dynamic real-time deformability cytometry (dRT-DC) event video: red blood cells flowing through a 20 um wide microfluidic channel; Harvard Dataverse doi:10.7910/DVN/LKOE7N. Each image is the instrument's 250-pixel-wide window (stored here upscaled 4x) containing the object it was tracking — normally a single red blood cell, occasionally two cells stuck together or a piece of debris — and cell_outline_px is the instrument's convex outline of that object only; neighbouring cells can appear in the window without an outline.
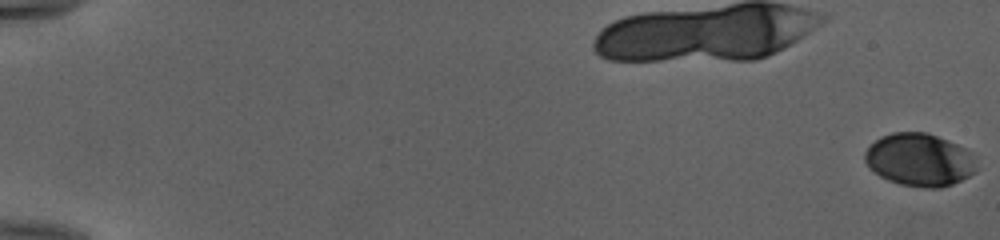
{"species": "human", "species_latin": "Homo sapiens", "temperature_condition": "cold", "stored_images_in_passage": 54, "camera_frame_rate_fps": 3000, "um_per_image_px": 0.085, "donor": {"sex": "female"}, "frame": {"image": 1, "passage_image": 1, "time_ms": 0.0, "image_size_px": [1000, 240], "cell_outline_px": [[976, 172], [952, 184], [940, 188], [920, 188], [900, 184], [888, 180], [880, 176], [868, 168], [864, 160], [864, 152], [880, 136], [892, 132], [928, 132], [948, 140], [972, 152], [976, 156]], "centroid_in_image_um": [78.16, 13.58], "position_along_channel_um": 6.8, "area_um2": 34.74}}
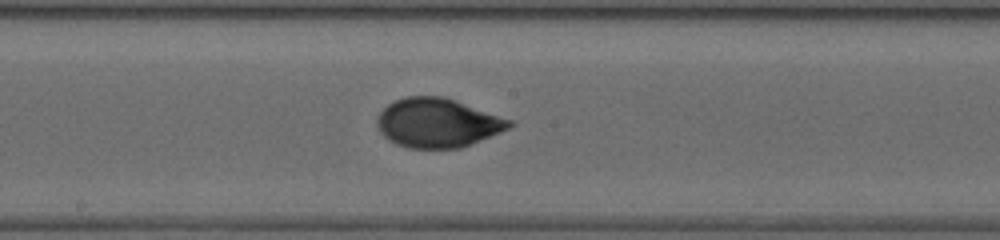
{"frame": {"image": 2, "passage_image": 32, "time_ms": 10.333, "image_size_px": [1000, 240], "cell_outline_px": [[516, 124], [500, 132], [460, 148], [408, 148], [396, 144], [388, 140], [380, 132], [376, 124], [376, 116], [388, 104], [404, 96], [444, 96], [456, 100], [512, 120]], "centroid_in_image_um": [37.17, 10.43], "position_along_channel_um": 211.0, "area_um2": 37.92}}
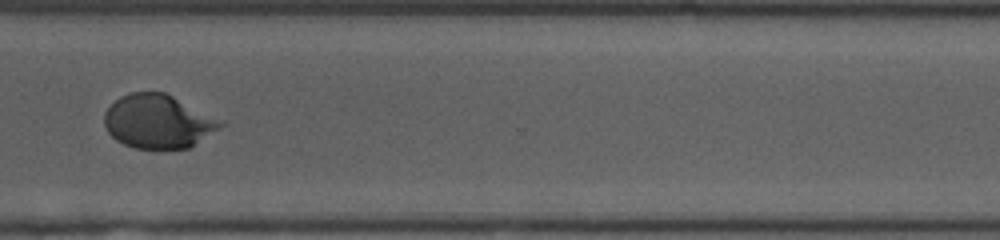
{"frame": {"image": 3, "passage_image": 43, "time_ms": 14.0, "image_size_px": [1000, 240], "cell_outline_px": [[228, 124], [188, 148], [136, 148], [124, 144], [116, 140], [108, 132], [104, 124], [104, 112], [120, 96], [132, 92], [164, 92], [224, 120]], "centroid_in_image_um": [13.48, 10.32], "position_along_channel_um": 357.1, "area_um2": 36.41}, "authors_computed_cell_mechanics": {"area_um2": 36.2984, "velocity_mm_per_s": 3.992, "shape_relaxation_time_tau1_ms": 6.3933, "shape_relaxation_time_tau2_ms": null, "deformation_change_tau1": 0.1969, "deformation_change_tau2": null}}